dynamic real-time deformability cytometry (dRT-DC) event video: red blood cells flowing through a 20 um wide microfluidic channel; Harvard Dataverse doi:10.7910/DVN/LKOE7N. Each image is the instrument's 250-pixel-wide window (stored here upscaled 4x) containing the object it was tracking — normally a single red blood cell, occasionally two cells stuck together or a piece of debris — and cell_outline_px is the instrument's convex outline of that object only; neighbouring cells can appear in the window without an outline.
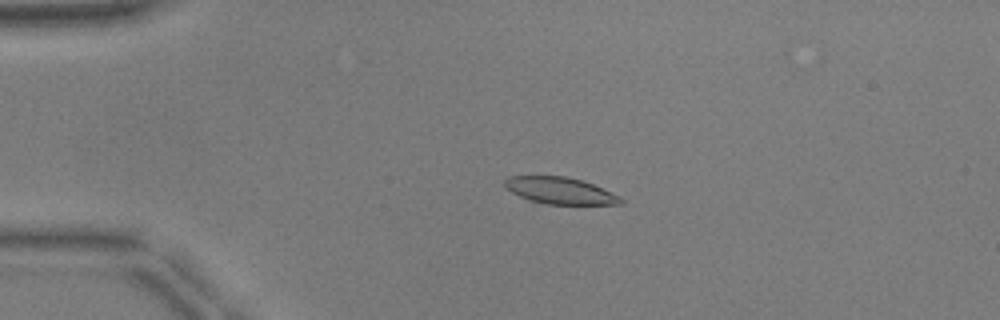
{"species": "common noctule bat (a hibernating species)", "species_latin": "Nyctalus noctula", "temperature_condition": "warm", "stored_images_in_passage": 41, "camera_frame_rate_fps": 3000, "um_per_image_px": 0.085, "animal": {"sex": "male", "body_mass_g": 17.9, "forearm_length_mm": 54.2}, "frame": {"image": 1, "passage_image": 7, "time_ms": 2.0, "image_size_px": [1000, 320], "cell_outline_px": [[624, 204], [544, 204], [528, 200], [512, 192], [504, 184], [504, 180], [508, 176], [564, 176], [580, 180], [592, 184], [620, 196], [624, 200]], "centroid_in_image_um": [47.6, 16.21], "position_along_channel_um": 37.4, "area_um2": 17.92}}
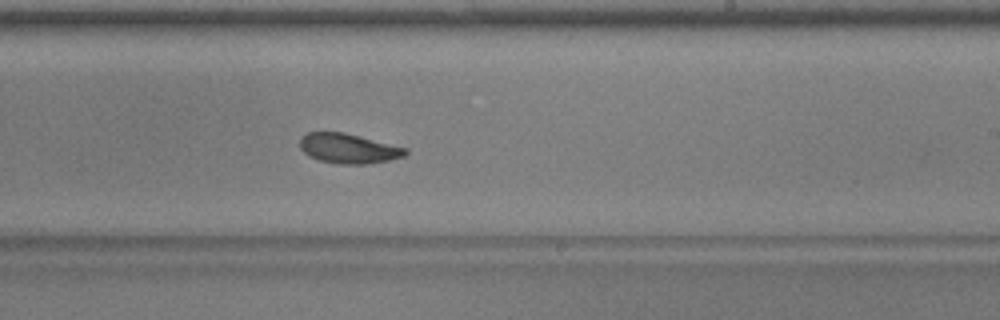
{"frame": {"image": 2, "passage_image": 27, "time_ms": 8.667, "image_size_px": [1000, 320], "cell_outline_px": [[408, 152], [404, 156], [388, 160], [368, 164], [340, 164], [320, 160], [308, 156], [300, 148], [300, 136], [308, 132], [344, 132], [408, 148]], "centroid_in_image_um": [29.61, 12.61], "position_along_channel_um": 259.4, "area_um2": 18.38}}
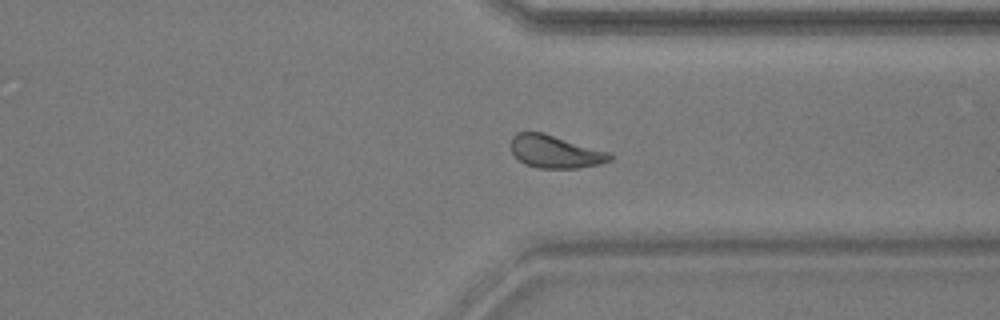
{"frame": {"image": 3, "passage_image": 35, "time_ms": 11.333, "image_size_px": [1000, 320], "cell_outline_px": [[612, 160], [600, 164], [576, 168], [536, 168], [524, 164], [512, 152], [512, 136], [516, 132], [544, 132], [608, 152], [612, 156]], "centroid_in_image_um": [47.18, 12.89], "position_along_channel_um": 364.2, "area_um2": 18.79}}